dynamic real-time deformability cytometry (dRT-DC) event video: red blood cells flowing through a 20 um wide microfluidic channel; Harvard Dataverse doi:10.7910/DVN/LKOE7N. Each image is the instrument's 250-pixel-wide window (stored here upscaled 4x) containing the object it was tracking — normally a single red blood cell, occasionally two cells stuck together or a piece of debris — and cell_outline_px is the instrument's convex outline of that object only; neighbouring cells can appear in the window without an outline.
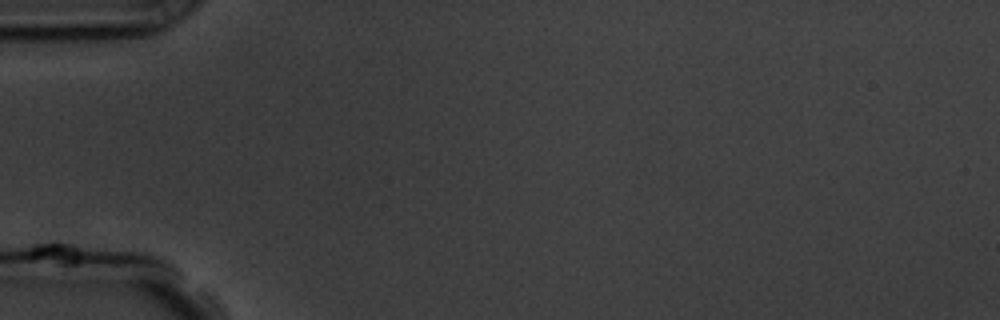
{"species": "common noctule bat (a hibernating species)", "species_latin": "Nyctalus noctula", "temperature_condition": "room temperature", "stored_images_in_passage": 18, "camera_frame_rate_fps": 3000, "um_per_image_px": 0.085, "animal": {"sex": "male", "body_mass_g": 19.5, "forearm_length_mm": 54.6}, "frame": {"image": 1, "passage_image": 1, "time_ms": 0.0, "image_size_px": [1000, 320], "cell_outline_px": [[80, 256], [76, 264], [68, 264], [28, 256], [24, 252], [52, 220], [72, 220], [80, 252]], "centroid_in_image_um": [4.8, 20.69], "position_along_channel_um": 80.2, "area_um2": 12.08}}